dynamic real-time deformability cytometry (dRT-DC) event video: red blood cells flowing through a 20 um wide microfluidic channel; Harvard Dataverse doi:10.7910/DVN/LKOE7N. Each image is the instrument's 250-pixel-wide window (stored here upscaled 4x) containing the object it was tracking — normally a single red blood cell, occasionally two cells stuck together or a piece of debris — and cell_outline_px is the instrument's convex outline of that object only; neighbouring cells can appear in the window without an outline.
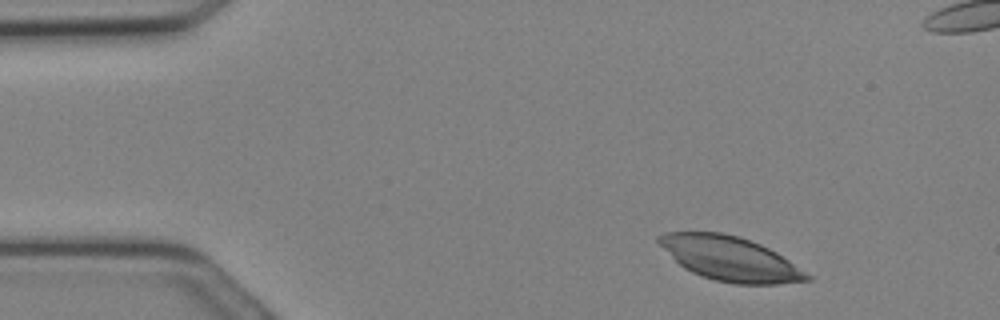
{"species": "Egyptian fruit bat (a non-hibernating species)", "species_latin": "Rousettus aegyptiacus", "temperature_condition": "cold", "stored_images_in_passage": 7, "camera_frame_rate_fps": 3000, "um_per_image_px": 0.085, "animal": {"sex": "female"}, "frame": {"image": 1, "passage_image": 1, "time_ms": 0.0, "image_size_px": [1000, 320], "cell_outline_px": [[812, 280], [776, 284], [736, 284], [716, 280], [700, 276], [684, 268], [656, 240], [656, 236], [664, 232], [720, 232], [740, 236], [760, 244], [776, 252], [812, 276]], "centroid_in_image_um": [62.06, 21.98], "position_along_channel_um": 22.9, "area_um2": 37.92}}